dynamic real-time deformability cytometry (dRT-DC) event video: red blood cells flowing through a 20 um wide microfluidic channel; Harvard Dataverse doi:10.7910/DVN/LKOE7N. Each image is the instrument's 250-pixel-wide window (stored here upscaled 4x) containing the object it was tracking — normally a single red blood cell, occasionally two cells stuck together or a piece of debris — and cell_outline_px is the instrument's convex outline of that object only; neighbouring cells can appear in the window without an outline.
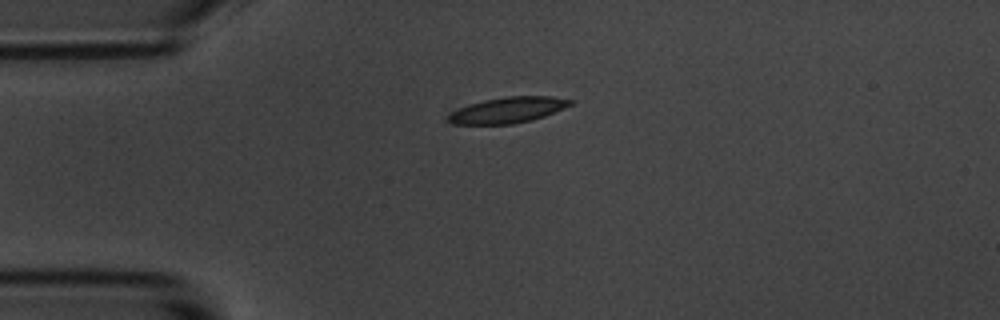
{"species": "common noctule bat (a hibernating species)", "species_latin": "Nyctalus noctula", "temperature_condition": "room temperature", "stored_images_in_passage": 2, "camera_frame_rate_fps": 3000, "um_per_image_px": 0.085, "animal": {"sex": "male", "body_mass_g": 20.1, "forearm_length_mm": 53.5}, "frame": {"image": 1, "passage_image": 1, "time_ms": 0.0, "image_size_px": [1000, 320], "cell_outline_px": [[576, 100], [572, 104], [564, 108], [544, 116], [532, 120], [512, 124], [452, 124], [448, 120], [448, 116], [452, 112], [460, 108], [484, 100], [504, 96], [552, 96]], "centroid_in_image_um": [43.22, 9.35], "position_along_channel_um": 41.8, "area_um2": 18.26}}